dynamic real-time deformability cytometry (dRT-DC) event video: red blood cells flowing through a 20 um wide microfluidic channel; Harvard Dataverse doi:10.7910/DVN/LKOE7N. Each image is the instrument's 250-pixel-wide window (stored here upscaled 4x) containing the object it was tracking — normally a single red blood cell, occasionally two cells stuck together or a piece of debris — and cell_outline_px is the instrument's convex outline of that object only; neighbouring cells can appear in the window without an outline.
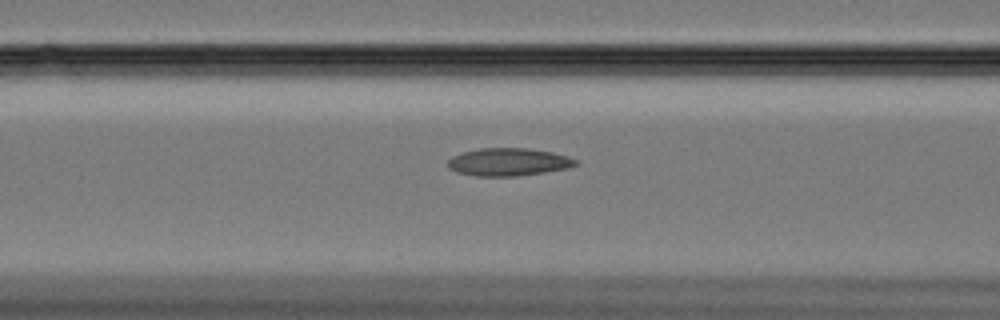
{"species": "Egyptian fruit bat (a non-hibernating species)", "species_latin": "Rousettus aegyptiacus", "temperature_condition": "cold", "stored_images_in_passage": 26, "camera_frame_rate_fps": 3000, "um_per_image_px": 0.085, "animal": {"sex": "female"}, "frame": {"image": 1, "passage_image": 9, "time_ms": 2.667, "image_size_px": [1000, 320], "cell_outline_px": [[580, 164], [568, 168], [544, 172], [516, 176], [476, 176], [456, 172], [448, 168], [448, 160], [452, 156], [460, 152], [480, 148], [528, 148], [552, 152], [568, 156], [580, 160]], "centroid_in_image_um": [43.23, 13.76], "position_along_channel_um": 123.4, "area_um2": 20.92}}
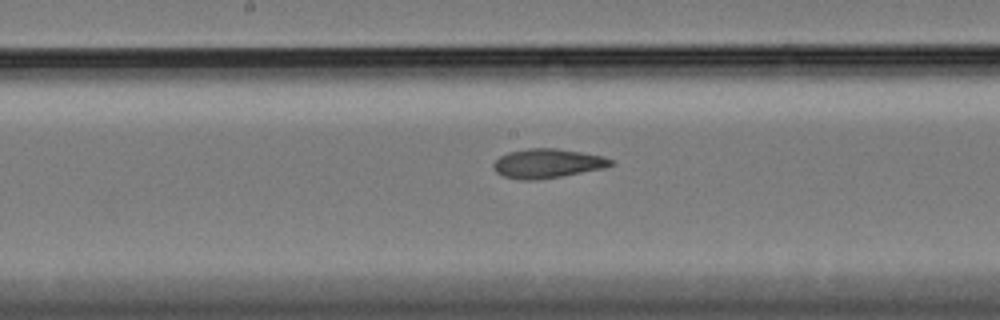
{"frame": {"image": 2, "passage_image": 16, "time_ms": 5.0, "image_size_px": [1000, 320], "cell_outline_px": [[616, 164], [604, 168], [560, 176], [532, 180], [520, 180], [504, 176], [496, 172], [492, 168], [492, 164], [500, 156], [508, 152], [528, 148], [556, 148], [604, 156], [612, 160]], "centroid_in_image_um": [46.52, 13.88], "position_along_channel_um": 201.7, "area_um2": 19.94}}
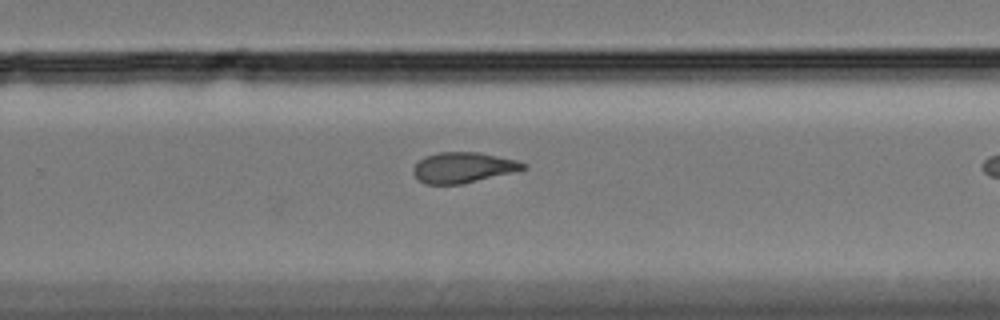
{"frame": {"image": 3, "passage_image": 24, "time_ms": 7.667, "image_size_px": [1000, 320], "cell_outline_px": [[528, 168], [464, 184], [424, 184], [412, 172], [412, 168], [424, 156], [440, 152], [480, 152], [516, 160], [528, 164]], "centroid_in_image_um": [39.37, 14.24], "position_along_channel_um": 290.4, "area_um2": 19.59}}